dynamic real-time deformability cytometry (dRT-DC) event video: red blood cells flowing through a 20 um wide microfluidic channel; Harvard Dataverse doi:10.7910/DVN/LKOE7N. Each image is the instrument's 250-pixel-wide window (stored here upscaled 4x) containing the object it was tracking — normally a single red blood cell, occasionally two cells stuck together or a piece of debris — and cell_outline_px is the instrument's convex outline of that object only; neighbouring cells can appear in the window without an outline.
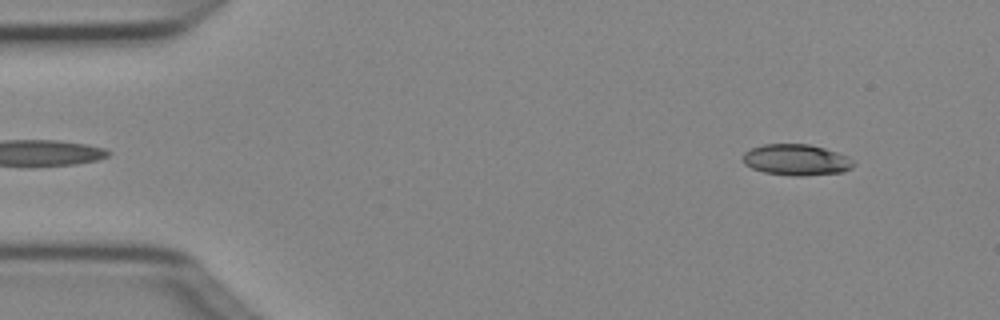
{"species": "Egyptian fruit bat (a non-hibernating species)", "species_latin": "Rousettus aegyptiacus", "temperature_condition": "cold", "stored_images_in_passage": 7, "camera_frame_rate_fps": 3000, "um_per_image_px": 0.085, "animal": {"sex": "female"}, "frame": {"image": 1, "passage_image": 2, "time_ms": 0.333, "image_size_px": [1000, 320], "cell_outline_px": [[856, 164], [852, 168], [844, 172], [804, 176], [792, 176], [764, 172], [752, 168], [744, 164], [744, 152], [752, 148], [764, 144], [808, 144], [824, 148], [848, 156], [856, 160]], "centroid_in_image_um": [67.75, 13.59], "position_along_channel_um": 17.3, "area_um2": 20.23}}
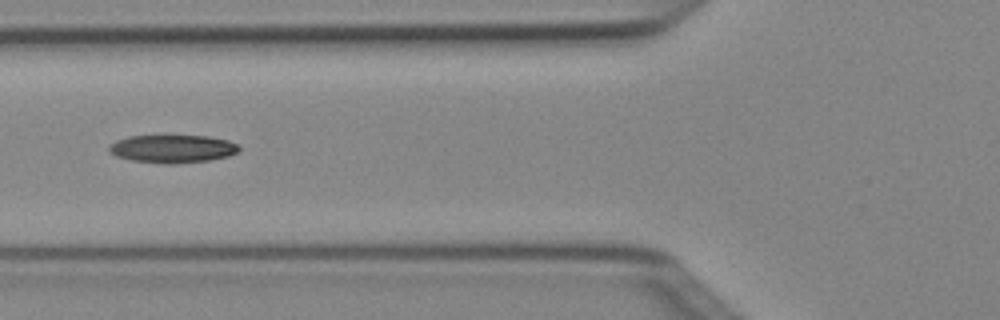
{"frame": {"image": 2, "passage_image": 6, "time_ms": 1.667, "image_size_px": [1000, 320], "cell_outline_px": [[240, 148], [236, 152], [228, 156], [208, 160], [172, 164], [164, 164], [132, 160], [116, 156], [108, 152], [108, 148], [116, 140], [128, 136], [164, 132], [208, 136], [228, 140], [240, 144]], "centroid_in_image_um": [14.64, 12.58], "position_along_channel_um": 111.2, "area_um2": 22.31}}
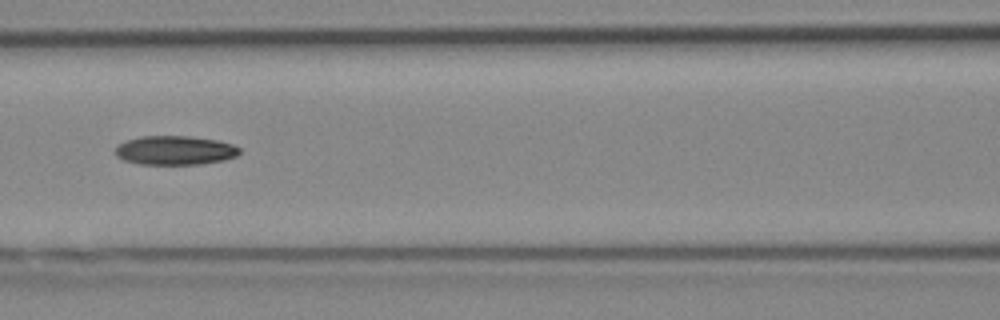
{"frame": {"image": 3, "passage_image": 7, "time_ms": 2.0, "image_size_px": [1000, 320], "cell_outline_px": [[240, 152], [236, 156], [224, 160], [200, 164], [140, 164], [124, 160], [116, 156], [116, 148], [120, 144], [128, 140], [140, 136], [188, 136], [216, 140], [232, 144], [240, 148]], "centroid_in_image_um": [14.89, 12.78], "position_along_channel_um": 151.7, "area_um2": 20.87}}